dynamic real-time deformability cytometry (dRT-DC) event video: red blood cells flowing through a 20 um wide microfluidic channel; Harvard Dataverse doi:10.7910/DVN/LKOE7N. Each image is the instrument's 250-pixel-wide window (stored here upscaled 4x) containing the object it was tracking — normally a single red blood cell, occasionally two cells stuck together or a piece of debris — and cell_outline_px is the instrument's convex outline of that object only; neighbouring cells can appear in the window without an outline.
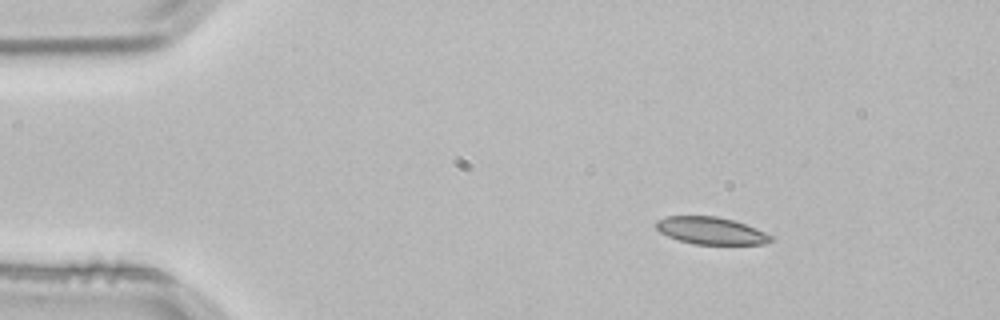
{"species": "common noctule bat (a hibernating species)", "species_latin": "Nyctalus noctula", "temperature_condition": "room temperature", "stored_images_in_passage": 2, "camera_frame_rate_fps": 3000, "um_per_image_px": 0.085, "animal": {"sex": "male", "body_mass_g": 21.5, "forearm_length_mm": 52.0}, "frame": {"image": 1, "passage_image": 1, "time_ms": 0.0, "image_size_px": [1000, 320], "cell_outline_px": [[772, 240], [768, 244], [696, 244], [680, 240], [668, 236], [660, 232], [656, 228], [656, 220], [668, 216], [716, 216], [732, 220], [756, 228], [772, 236]], "centroid_in_image_um": [60.43, 19.61], "position_along_channel_um": 24.6, "area_um2": 18.03}}